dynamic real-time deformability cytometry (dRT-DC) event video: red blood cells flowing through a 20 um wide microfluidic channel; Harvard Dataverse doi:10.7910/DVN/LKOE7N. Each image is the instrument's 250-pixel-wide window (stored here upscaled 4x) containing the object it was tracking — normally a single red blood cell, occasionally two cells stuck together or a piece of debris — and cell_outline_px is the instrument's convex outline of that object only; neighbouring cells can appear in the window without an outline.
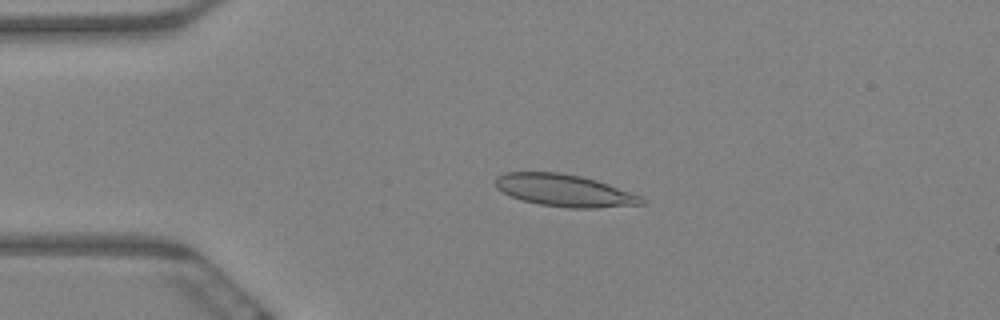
{"species": "Egyptian fruit bat (a non-hibernating species)", "species_latin": "Rousettus aegyptiacus", "temperature_condition": "warm", "stored_images_in_passage": 63, "camera_frame_rate_fps": 3000, "um_per_image_px": 0.085, "animal": {"sex": "female"}, "frame": {"image": 1, "passage_image": 14, "time_ms": 4.333, "image_size_px": [1000, 320], "cell_outline_px": [[644, 204], [596, 208], [568, 208], [540, 204], [524, 200], [512, 196], [496, 188], [496, 176], [504, 172], [560, 172], [580, 176], [596, 180], [608, 184], [640, 196], [644, 200]], "centroid_in_image_um": [47.96, 16.18], "position_along_channel_um": 37.0, "area_um2": 27.11}}
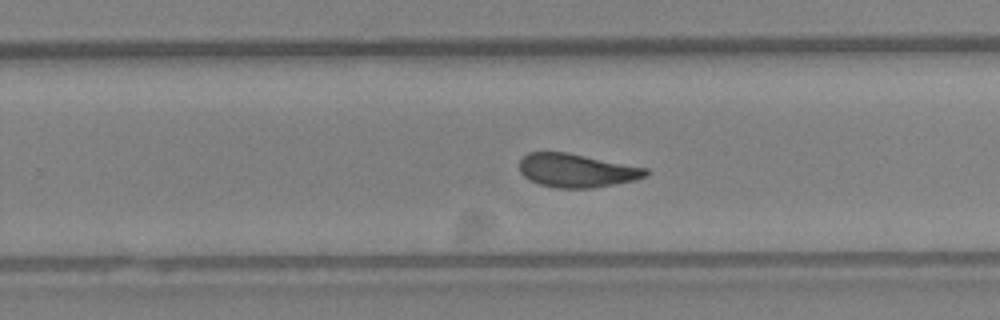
{"frame": {"image": 2, "passage_image": 40, "time_ms": 13.0, "image_size_px": [1000, 320], "cell_outline_px": [[652, 172], [648, 176], [636, 180], [592, 188], [556, 188], [540, 184], [528, 180], [520, 172], [520, 160], [528, 152], [568, 152], [648, 168]], "centroid_in_image_um": [49.06, 14.49], "position_along_channel_um": 280.7, "area_um2": 24.97}}
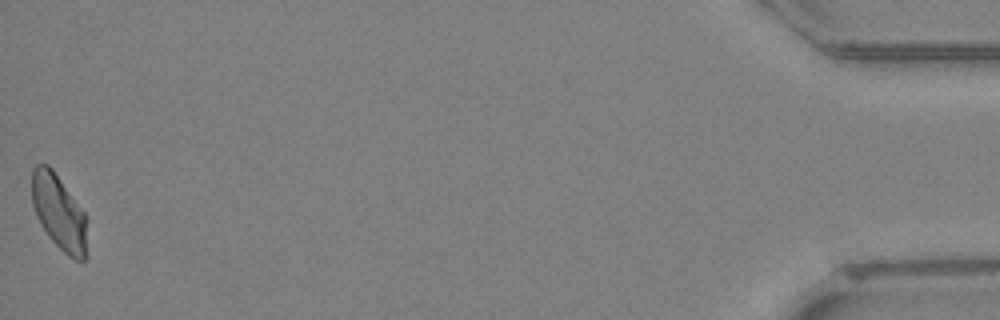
{"frame": {"image": 3, "passage_image": 63, "time_ms": 20.667, "image_size_px": [1000, 320], "cell_outline_px": [[84, 260], [76, 260], [68, 256], [48, 236], [40, 224], [36, 216], [32, 204], [32, 168], [36, 164], [48, 164], [52, 168], [84, 212]], "centroid_in_image_um": [4.93, 17.98], "position_along_channel_um": 430.3, "area_um2": 23.47}, "authors_computed_cell_mechanics": {"area_um2": 25.432, "velocity_mm_per_s": 3.2179, "shape_relaxation_time_tau1_ms": 8.2711, "shape_relaxation_time_tau2_ms": 2.6092, "deformation_change_tau1": 0.1667, "deformation_change_tau2": 0.0875}}